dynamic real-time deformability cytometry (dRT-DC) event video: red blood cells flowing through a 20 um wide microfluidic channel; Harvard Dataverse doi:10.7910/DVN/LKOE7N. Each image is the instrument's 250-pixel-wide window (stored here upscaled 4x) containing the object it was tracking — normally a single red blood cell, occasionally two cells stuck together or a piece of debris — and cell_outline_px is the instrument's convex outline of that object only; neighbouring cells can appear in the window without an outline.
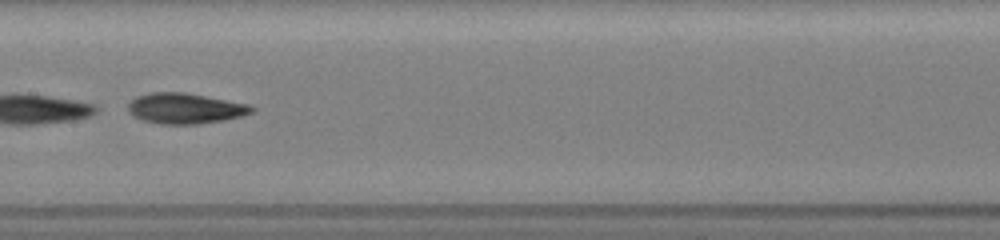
{"species": "common noctule bat (a hibernating species)", "species_latin": "Nyctalus noctula", "temperature_condition": "room temperature", "stored_images_in_passage": 29, "camera_frame_rate_fps": 3000, "um_per_image_px": 0.085, "animal": {"sex": "female", "body_mass_g": 19.5, "forearm_length_mm": 54.1}, "frame": {"image": 1, "passage_image": 9, "time_ms": 3.333, "image_size_px": [1000, 240], "cell_outline_px": [[256, 108], [252, 112], [240, 116], [224, 120], [200, 124], [160, 124], [144, 120], [132, 116], [128, 112], [128, 104], [136, 96], [152, 92], [184, 92], [248, 104]], "centroid_in_image_um": [15.71, 9.21], "position_along_channel_um": 191.7, "area_um2": 21.96}, "authors_computed_cell_mechanics": {"area_um2": 21.964, "velocity_mm_per_s": 4.0716, "shape_relaxation_time_tau1_ms": null, "shape_relaxation_time_tau2_ms": 7.6359, "deformation_change_tau1": null, "deformation_change_tau2": 0.1601}}